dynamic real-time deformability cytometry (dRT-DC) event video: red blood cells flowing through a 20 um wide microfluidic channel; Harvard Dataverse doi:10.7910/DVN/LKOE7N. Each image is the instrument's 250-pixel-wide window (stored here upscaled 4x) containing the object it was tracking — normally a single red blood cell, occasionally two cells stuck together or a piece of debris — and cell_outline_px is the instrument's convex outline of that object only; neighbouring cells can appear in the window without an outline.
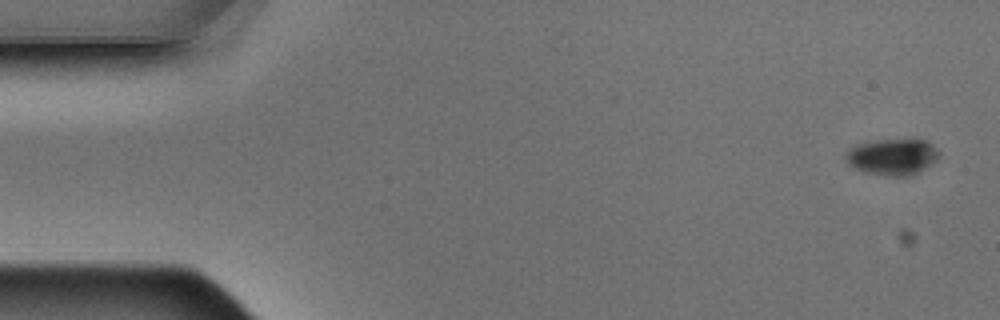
{"species": "Egyptian fruit bat (a non-hibernating species)", "species_latin": "Rousettus aegyptiacus", "temperature_condition": "warm", "stored_images_in_passage": 4, "camera_frame_rate_fps": 3000, "um_per_image_px": 0.085, "animal": {"sex": "male"}, "frame": {"image": 1, "passage_image": 1, "time_ms": 0.0, "image_size_px": [1000, 320], "cell_outline_px": [[940, 156], [936, 160], [920, 172], [912, 176], [888, 176], [864, 172], [848, 164], [844, 156], [848, 148], [856, 144], [876, 140], [916, 136], [928, 140], [940, 152]], "centroid_in_image_um": [75.9, 13.28], "position_along_channel_um": 9.1, "area_um2": 20.69}}
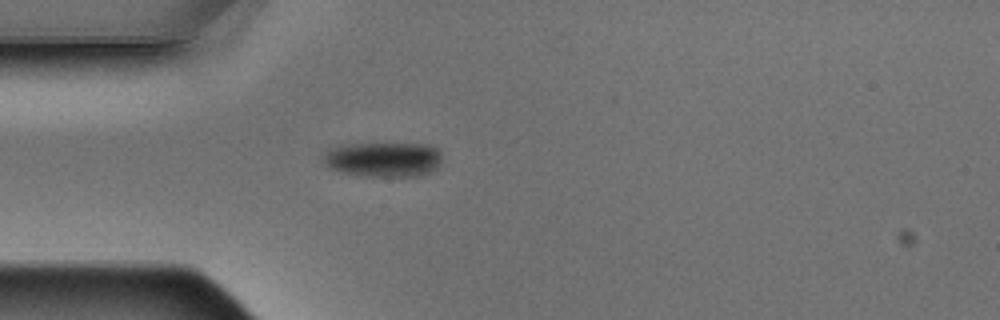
{"frame": {"image": 2, "passage_image": 4, "time_ms": 1.0, "image_size_px": [1000, 320], "cell_outline_px": [[440, 160], [436, 168], [432, 172], [420, 176], [364, 176], [344, 172], [328, 168], [324, 164], [324, 152], [340, 144], [428, 144], [436, 148], [440, 152]], "centroid_in_image_um": [32.58, 13.55], "position_along_channel_um": 52.4, "area_um2": 24.1}}